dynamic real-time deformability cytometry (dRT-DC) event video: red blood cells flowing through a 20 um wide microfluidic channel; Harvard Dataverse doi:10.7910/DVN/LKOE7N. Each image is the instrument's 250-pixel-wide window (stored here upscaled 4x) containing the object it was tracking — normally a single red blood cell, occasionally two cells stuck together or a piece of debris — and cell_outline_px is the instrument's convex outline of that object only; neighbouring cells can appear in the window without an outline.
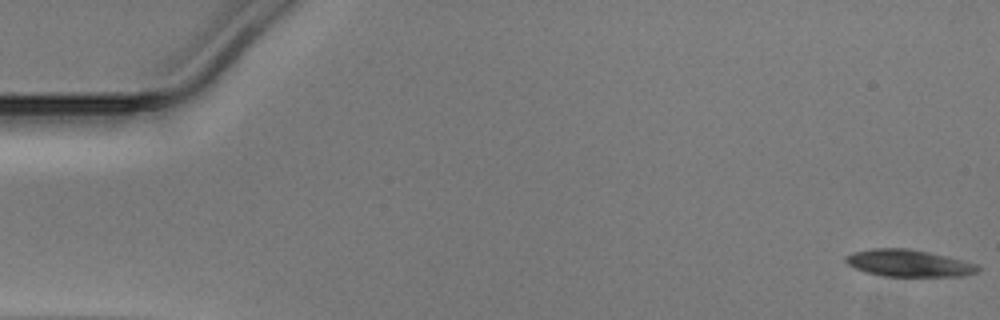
{"species": "Egyptian fruit bat (a non-hibernating species)", "species_latin": "Rousettus aegyptiacus", "temperature_condition": "warm", "stored_images_in_passage": 50, "camera_frame_rate_fps": 3000, "um_per_image_px": 0.085, "animal": {"sex": "male"}, "frame": {"image": 1, "passage_image": 1, "time_ms": 0.0, "image_size_px": [1000, 320], "cell_outline_px": [[980, 268], [976, 272], [964, 276], [884, 276], [864, 272], [848, 264], [844, 260], [844, 256], [856, 252], [872, 248], [912, 248], [964, 260], [976, 264]], "centroid_in_image_um": [77.24, 22.36], "position_along_channel_um": 7.8, "area_um2": 20.81}}
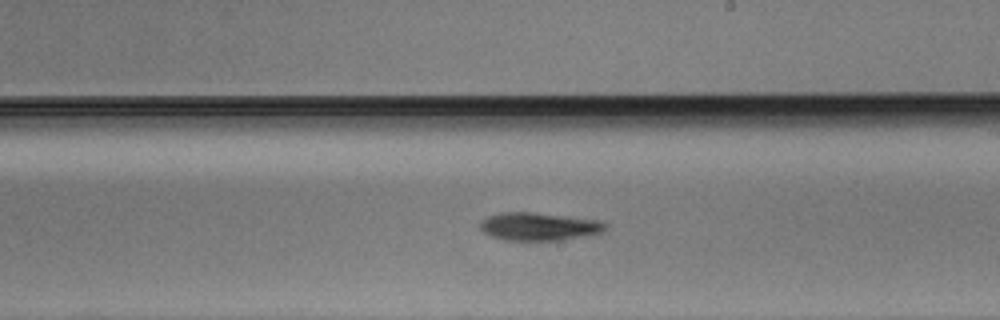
{"frame": {"image": 2, "passage_image": 29, "time_ms": 9.333, "image_size_px": [1000, 320], "cell_outline_px": [[608, 228], [604, 232], [564, 240], [504, 240], [492, 236], [484, 232], [480, 228], [480, 224], [488, 216], [500, 212], [536, 212], [596, 220], [608, 224]], "centroid_in_image_um": [45.84, 19.25], "position_along_channel_um": 243.2, "area_um2": 20.4}}
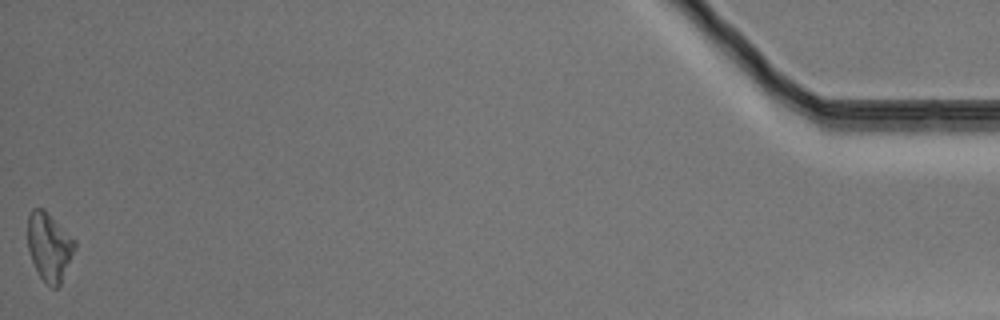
{"frame": {"image": 3, "passage_image": 50, "time_ms": 16.333, "image_size_px": [1000, 320], "cell_outline_px": [[76, 248], [60, 284], [56, 288], [52, 288], [40, 276], [32, 260], [28, 248], [28, 216], [32, 208], [44, 208], [76, 240]], "centroid_in_image_um": [4.2, 20.93], "position_along_channel_um": 431.0, "area_um2": 18.67}}